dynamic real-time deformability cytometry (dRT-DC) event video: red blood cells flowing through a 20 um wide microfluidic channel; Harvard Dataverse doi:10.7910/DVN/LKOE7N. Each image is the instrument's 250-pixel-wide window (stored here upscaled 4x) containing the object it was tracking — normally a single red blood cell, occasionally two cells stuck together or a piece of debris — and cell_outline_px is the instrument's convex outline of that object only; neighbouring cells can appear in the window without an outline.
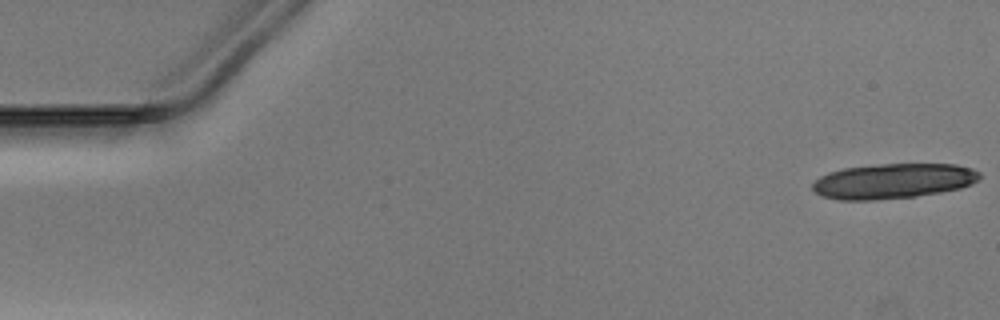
{"species": "Egyptian fruit bat (a non-hibernating species)", "species_latin": "Rousettus aegyptiacus", "temperature_condition": "warm", "stored_images_in_passage": 17, "camera_frame_rate_fps": 3000, "um_per_image_px": 0.085, "animal": {"sex": "male"}, "frame": {"image": 1, "passage_image": 1, "time_ms": 0.0, "image_size_px": [1000, 320], "cell_outline_px": [[980, 180], [972, 184], [960, 188], [940, 192], [916, 196], [872, 200], [836, 200], [824, 196], [816, 192], [812, 188], [812, 184], [820, 176], [828, 172], [844, 168], [884, 164], [956, 164], [972, 168], [980, 172]], "centroid_in_image_um": [75.94, 15.39], "position_along_channel_um": 9.1, "area_um2": 34.16}}